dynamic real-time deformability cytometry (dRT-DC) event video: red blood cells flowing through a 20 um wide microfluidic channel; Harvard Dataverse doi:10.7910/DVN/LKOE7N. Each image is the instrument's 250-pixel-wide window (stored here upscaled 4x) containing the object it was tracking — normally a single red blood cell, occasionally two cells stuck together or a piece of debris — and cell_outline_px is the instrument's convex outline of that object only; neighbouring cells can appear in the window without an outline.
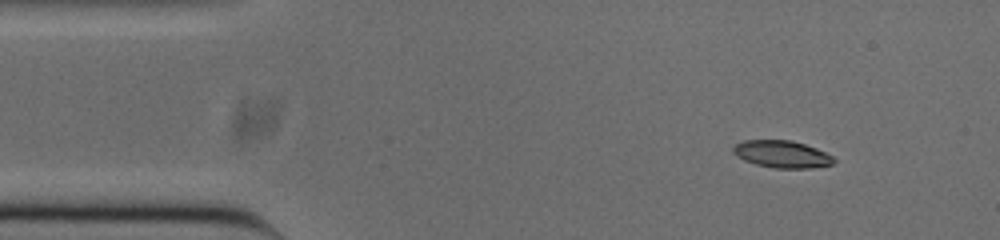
{"species": "common noctule bat (a hibernating species)", "species_latin": "Nyctalus noctula", "temperature_condition": "cold", "stored_images_in_passage": 52, "camera_frame_rate_fps": 3000, "um_per_image_px": 0.085, "animal": {"sex": "male", "body_mass_g": 20.0, "forearm_length_mm": 53.3}, "frame": {"image": 1, "passage_image": 5, "time_ms": 1.333, "image_size_px": [1000, 240], "cell_outline_px": [[836, 160], [832, 164], [808, 168], [772, 168], [756, 164], [744, 160], [736, 156], [732, 152], [732, 148], [736, 144], [744, 140], [792, 140], [816, 148], [832, 156]], "centroid_in_image_um": [66.43, 13.1], "position_along_channel_um": 18.6, "area_um2": 15.9}}
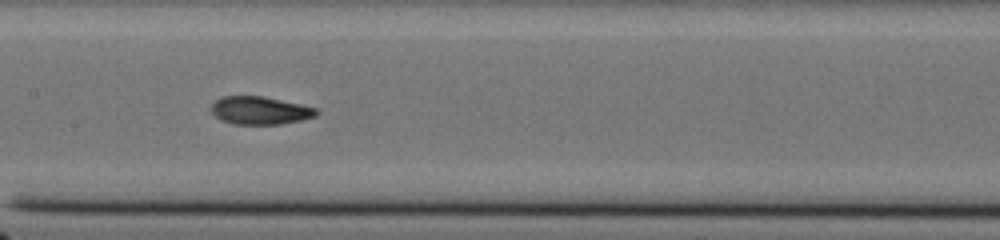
{"frame": {"image": 2, "passage_image": 24, "time_ms": 7.667, "image_size_px": [1000, 240], "cell_outline_px": [[320, 112], [316, 116], [300, 120], [280, 124], [232, 124], [220, 120], [208, 108], [216, 100], [224, 96], [264, 96], [300, 104], [316, 108]], "centroid_in_image_um": [22.08, 9.39], "position_along_channel_um": 185.3, "area_um2": 17.17}}
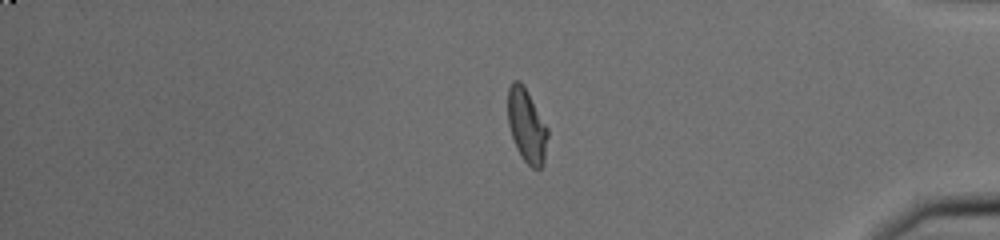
{"frame": {"image": 3, "passage_image": 43, "time_ms": 14.0, "image_size_px": [1000, 240], "cell_outline_px": [[548, 136], [544, 164], [540, 168], [532, 168], [524, 160], [516, 148], [508, 124], [508, 88], [512, 80], [520, 80], [524, 84], [548, 128]], "centroid_in_image_um": [44.77, 10.66], "position_along_channel_um": 390.4, "area_um2": 17.28}, "authors_computed_cell_mechanics": {"area_um2": 17.1088, "velocity_mm_per_s": 3.7654, "shape_relaxation_time_tau1_ms": 5.1799, "shape_relaxation_time_tau2_ms": 1.508, "deformation_change_tau1": 0.2013, "deformation_change_tau2": 0.0562}}